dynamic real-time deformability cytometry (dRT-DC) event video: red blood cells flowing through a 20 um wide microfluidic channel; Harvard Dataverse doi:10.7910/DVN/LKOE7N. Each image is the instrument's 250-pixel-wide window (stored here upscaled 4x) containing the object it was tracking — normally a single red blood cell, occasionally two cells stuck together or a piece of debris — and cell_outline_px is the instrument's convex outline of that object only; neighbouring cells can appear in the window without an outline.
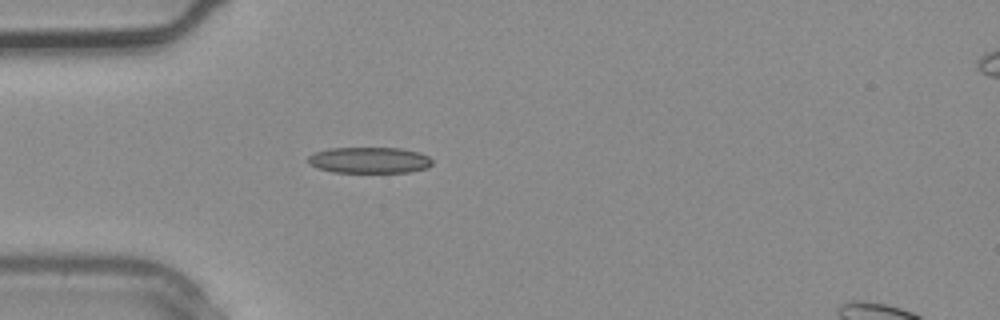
{"species": "common noctule bat (a hibernating species)", "species_latin": "Nyctalus noctula", "temperature_condition": "warm", "stored_images_in_passage": 4, "camera_frame_rate_fps": 3000, "um_per_image_px": 0.085, "animal": {"sex": "male", "body_mass_g": 20.4}, "frame": {"image": 1, "passage_image": 3, "time_ms": 0.667, "image_size_px": [1000, 320], "cell_outline_px": [[432, 164], [428, 168], [412, 172], [332, 172], [320, 168], [312, 164], [308, 160], [308, 156], [312, 152], [328, 148], [400, 148], [420, 152], [428, 156], [432, 160]], "centroid_in_image_um": [31.43, 13.61], "position_along_channel_um": 53.6, "area_um2": 18.96}}